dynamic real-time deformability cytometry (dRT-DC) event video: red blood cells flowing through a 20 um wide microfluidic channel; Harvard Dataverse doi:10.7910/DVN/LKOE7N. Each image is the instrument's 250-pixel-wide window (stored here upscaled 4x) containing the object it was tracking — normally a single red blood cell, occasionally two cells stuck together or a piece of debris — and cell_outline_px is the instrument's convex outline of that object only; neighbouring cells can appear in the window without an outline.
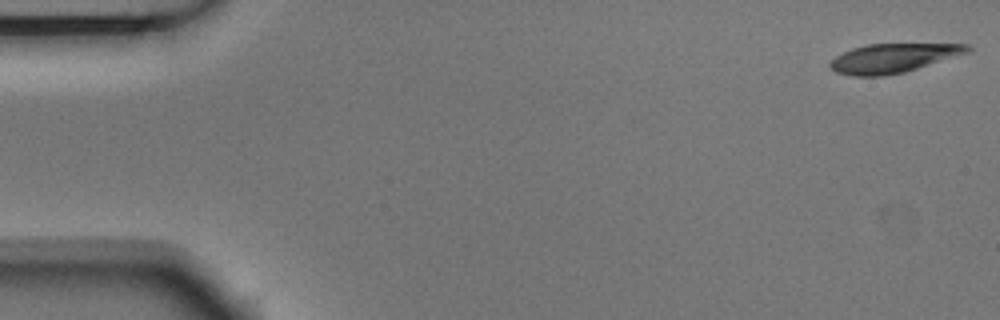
{"species": "Egyptian fruit bat (a non-hibernating species)", "species_latin": "Rousettus aegyptiacus", "temperature_condition": "room temperature", "stored_images_in_passage": 7, "segment_of_instrument_passage": [1, 2], "camera_frame_rate_fps": 3000, "um_per_image_px": 0.085, "animal": {"sex": "male"}, "frame": {"image": 1, "passage_image": 1, "time_ms": 0.0, "image_size_px": [1000, 320], "cell_outline_px": [[972, 48], [968, 52], [904, 72], [884, 76], [852, 76], [836, 72], [828, 64], [836, 56], [852, 48], [868, 44], [968, 44]], "centroid_in_image_um": [75.88, 4.94], "position_along_channel_um": 9.1, "area_um2": 22.95}}
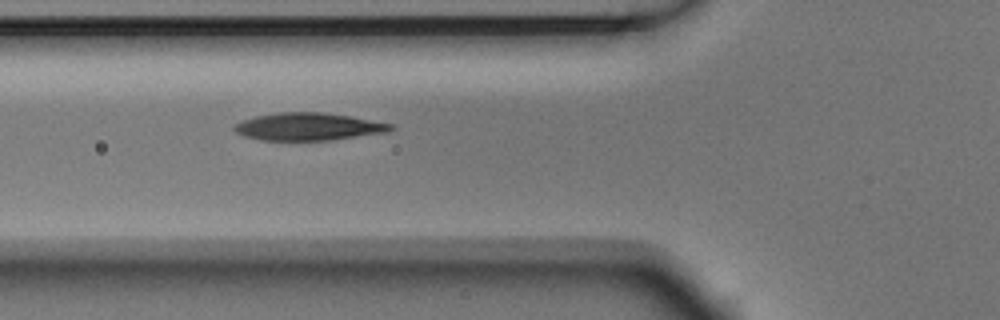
{"frame": {"image": 2, "passage_image": 6, "time_ms": 1.667, "image_size_px": [1000, 320], "cell_outline_px": [[396, 128], [388, 132], [332, 140], [260, 140], [244, 136], [236, 132], [232, 128], [236, 124], [244, 120], [256, 116], [276, 112], [320, 112], [352, 116], [396, 124]], "centroid_in_image_um": [26.28, 10.76], "position_along_channel_um": 99.5, "area_um2": 25.32}}